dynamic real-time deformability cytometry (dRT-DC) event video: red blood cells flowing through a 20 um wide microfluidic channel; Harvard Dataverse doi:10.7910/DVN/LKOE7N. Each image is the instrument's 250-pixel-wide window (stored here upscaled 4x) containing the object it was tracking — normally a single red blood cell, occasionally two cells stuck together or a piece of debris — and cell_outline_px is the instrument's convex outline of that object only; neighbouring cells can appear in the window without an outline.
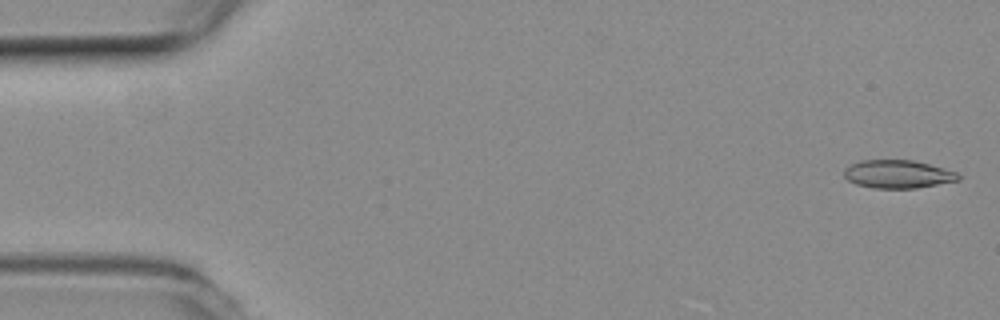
{"species": "common noctule bat (a hibernating species)", "species_latin": "Nyctalus noctula", "temperature_condition": "room temperature", "stored_images_in_passage": 55, "segment_of_instrument_passage": [1, 2], "camera_frame_rate_fps": 3000, "um_per_image_px": 0.085, "animal": {"sex": "female", "body_mass_g": 19.3, "forearm_length_mm": 54.1}, "frame": {"image": 1, "passage_image": 2, "time_ms": 0.333, "image_size_px": [1000, 320], "cell_outline_px": [[960, 180], [916, 188], [872, 188], [856, 184], [848, 180], [844, 176], [844, 168], [860, 160], [912, 160], [928, 164], [956, 172], [960, 176]], "centroid_in_image_um": [76.29, 14.8], "position_along_channel_um": 8.7, "area_um2": 18.61}}
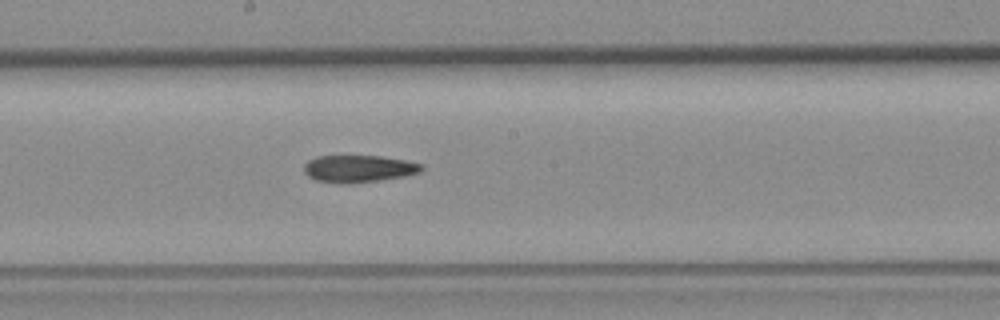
{"frame": {"image": 2, "passage_image": 29, "time_ms": 9.333, "image_size_px": [1000, 320], "cell_outline_px": [[424, 168], [420, 172], [404, 176], [380, 180], [348, 184], [316, 180], [308, 176], [304, 172], [304, 164], [308, 160], [316, 156], [380, 156], [404, 160], [424, 164]], "centroid_in_image_um": [30.49, 14.33], "position_along_channel_um": 217.7, "area_um2": 18.61}}
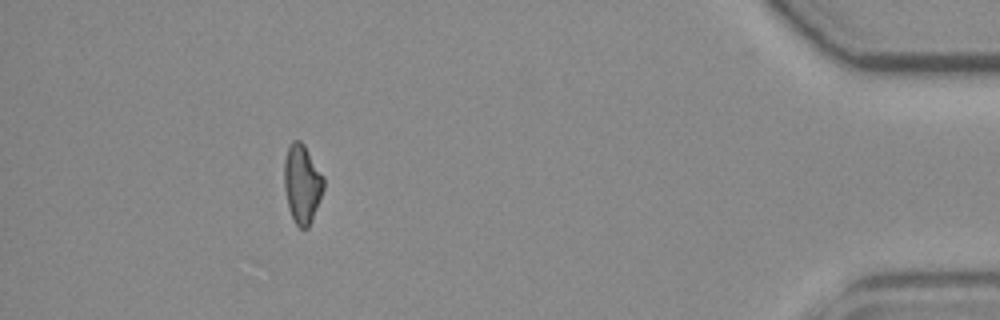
{"frame": {"image": 3, "passage_image": 49, "time_ms": 16.0, "image_size_px": [1000, 320], "cell_outline_px": [[324, 188], [312, 220], [308, 228], [300, 228], [296, 224], [288, 208], [284, 188], [284, 160], [288, 148], [292, 140], [300, 140], [304, 144], [324, 176]], "centroid_in_image_um": [25.68, 15.61], "position_along_channel_um": 409.5, "area_um2": 18.15}}